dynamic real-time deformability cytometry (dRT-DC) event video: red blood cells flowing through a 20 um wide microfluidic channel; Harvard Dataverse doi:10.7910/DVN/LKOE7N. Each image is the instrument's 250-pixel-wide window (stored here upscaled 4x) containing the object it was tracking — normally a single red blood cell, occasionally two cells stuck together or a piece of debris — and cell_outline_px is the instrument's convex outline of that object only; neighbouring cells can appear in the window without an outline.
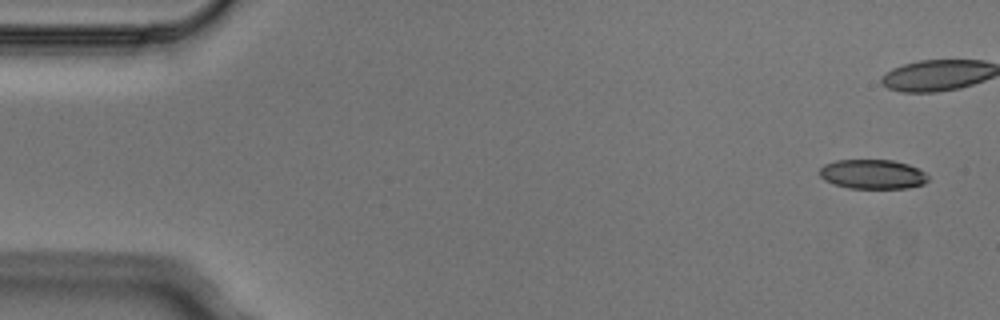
{"species": "Egyptian fruit bat (a non-hibernating species)", "species_latin": "Rousettus aegyptiacus", "temperature_condition": "cold", "stored_images_in_passage": 5, "camera_frame_rate_fps": 3000, "um_per_image_px": 0.085, "animal": {"sex": "male"}, "frame": {"image": 1, "passage_image": 1, "time_ms": 0.0, "image_size_px": [1000, 320], "cell_outline_px": [[928, 180], [924, 184], [908, 188], [848, 188], [824, 180], [820, 176], [820, 168], [824, 164], [836, 160], [892, 160], [908, 164], [924, 172], [928, 176]], "centroid_in_image_um": [74.17, 14.81], "position_along_channel_um": 10.8, "area_um2": 18.55}}